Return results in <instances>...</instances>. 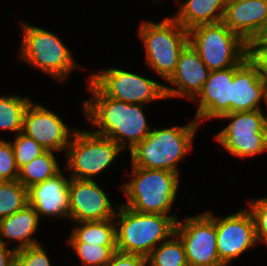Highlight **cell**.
Wrapping results in <instances>:
<instances>
[{
    "label": "cell",
    "mask_w": 267,
    "mask_h": 266,
    "mask_svg": "<svg viewBox=\"0 0 267 266\" xmlns=\"http://www.w3.org/2000/svg\"><path fill=\"white\" fill-rule=\"evenodd\" d=\"M129 171L131 173L126 170L129 181L119 185L120 191L127 198L122 205L141 213L168 215L177 222L178 215L171 212L180 190L181 176L167 170L147 169L131 164Z\"/></svg>",
    "instance_id": "cell-3"
},
{
    "label": "cell",
    "mask_w": 267,
    "mask_h": 266,
    "mask_svg": "<svg viewBox=\"0 0 267 266\" xmlns=\"http://www.w3.org/2000/svg\"><path fill=\"white\" fill-rule=\"evenodd\" d=\"M123 151L110 138L77 128L63 155L66 159L63 167L73 179L96 180L98 175L110 170Z\"/></svg>",
    "instance_id": "cell-7"
},
{
    "label": "cell",
    "mask_w": 267,
    "mask_h": 266,
    "mask_svg": "<svg viewBox=\"0 0 267 266\" xmlns=\"http://www.w3.org/2000/svg\"><path fill=\"white\" fill-rule=\"evenodd\" d=\"M86 90L90 98L82 101V112L92 132L108 137L117 143L125 153L132 150L151 132L145 114V105L129 104L105 96L87 78Z\"/></svg>",
    "instance_id": "cell-1"
},
{
    "label": "cell",
    "mask_w": 267,
    "mask_h": 266,
    "mask_svg": "<svg viewBox=\"0 0 267 266\" xmlns=\"http://www.w3.org/2000/svg\"><path fill=\"white\" fill-rule=\"evenodd\" d=\"M88 78L105 96L129 104L147 106L166 99L163 83L121 67L102 68Z\"/></svg>",
    "instance_id": "cell-10"
},
{
    "label": "cell",
    "mask_w": 267,
    "mask_h": 266,
    "mask_svg": "<svg viewBox=\"0 0 267 266\" xmlns=\"http://www.w3.org/2000/svg\"><path fill=\"white\" fill-rule=\"evenodd\" d=\"M222 22L248 43L267 24V0L227 2Z\"/></svg>",
    "instance_id": "cell-19"
},
{
    "label": "cell",
    "mask_w": 267,
    "mask_h": 266,
    "mask_svg": "<svg viewBox=\"0 0 267 266\" xmlns=\"http://www.w3.org/2000/svg\"><path fill=\"white\" fill-rule=\"evenodd\" d=\"M50 256L42 243L16 250L15 266H52Z\"/></svg>",
    "instance_id": "cell-30"
},
{
    "label": "cell",
    "mask_w": 267,
    "mask_h": 266,
    "mask_svg": "<svg viewBox=\"0 0 267 266\" xmlns=\"http://www.w3.org/2000/svg\"><path fill=\"white\" fill-rule=\"evenodd\" d=\"M232 81L233 67L210 71L202 91L192 101L197 106L194 119L201 126L205 121L218 120L220 116L230 113Z\"/></svg>",
    "instance_id": "cell-17"
},
{
    "label": "cell",
    "mask_w": 267,
    "mask_h": 266,
    "mask_svg": "<svg viewBox=\"0 0 267 266\" xmlns=\"http://www.w3.org/2000/svg\"><path fill=\"white\" fill-rule=\"evenodd\" d=\"M65 242H84L101 246H117L114 219L74 222Z\"/></svg>",
    "instance_id": "cell-22"
},
{
    "label": "cell",
    "mask_w": 267,
    "mask_h": 266,
    "mask_svg": "<svg viewBox=\"0 0 267 266\" xmlns=\"http://www.w3.org/2000/svg\"><path fill=\"white\" fill-rule=\"evenodd\" d=\"M28 204L27 188L17 181H0V219Z\"/></svg>",
    "instance_id": "cell-26"
},
{
    "label": "cell",
    "mask_w": 267,
    "mask_h": 266,
    "mask_svg": "<svg viewBox=\"0 0 267 266\" xmlns=\"http://www.w3.org/2000/svg\"><path fill=\"white\" fill-rule=\"evenodd\" d=\"M41 222L34 208L27 204L23 209L0 219V240L15 250L37 245L41 242L35 233L42 228ZM35 235L37 237H33Z\"/></svg>",
    "instance_id": "cell-20"
},
{
    "label": "cell",
    "mask_w": 267,
    "mask_h": 266,
    "mask_svg": "<svg viewBox=\"0 0 267 266\" xmlns=\"http://www.w3.org/2000/svg\"><path fill=\"white\" fill-rule=\"evenodd\" d=\"M264 105L266 107V110H265V112H266L267 111V82H266V94H265V104Z\"/></svg>",
    "instance_id": "cell-36"
},
{
    "label": "cell",
    "mask_w": 267,
    "mask_h": 266,
    "mask_svg": "<svg viewBox=\"0 0 267 266\" xmlns=\"http://www.w3.org/2000/svg\"><path fill=\"white\" fill-rule=\"evenodd\" d=\"M161 20L143 19L137 35L144 49L145 65L166 82L175 71L181 51L189 43V35L172 16Z\"/></svg>",
    "instance_id": "cell-6"
},
{
    "label": "cell",
    "mask_w": 267,
    "mask_h": 266,
    "mask_svg": "<svg viewBox=\"0 0 267 266\" xmlns=\"http://www.w3.org/2000/svg\"><path fill=\"white\" fill-rule=\"evenodd\" d=\"M216 235L217 253L224 266L258 246L254 220L246 207L227 216L216 215Z\"/></svg>",
    "instance_id": "cell-13"
},
{
    "label": "cell",
    "mask_w": 267,
    "mask_h": 266,
    "mask_svg": "<svg viewBox=\"0 0 267 266\" xmlns=\"http://www.w3.org/2000/svg\"><path fill=\"white\" fill-rule=\"evenodd\" d=\"M67 176L65 168H62L58 174L27 188L28 205L34 208L41 220L44 217L59 220L66 218L69 221L71 177Z\"/></svg>",
    "instance_id": "cell-16"
},
{
    "label": "cell",
    "mask_w": 267,
    "mask_h": 266,
    "mask_svg": "<svg viewBox=\"0 0 267 266\" xmlns=\"http://www.w3.org/2000/svg\"><path fill=\"white\" fill-rule=\"evenodd\" d=\"M98 180L73 179L69 185V221H103L115 218L119 204L112 202ZM115 205V208L113 207Z\"/></svg>",
    "instance_id": "cell-14"
},
{
    "label": "cell",
    "mask_w": 267,
    "mask_h": 266,
    "mask_svg": "<svg viewBox=\"0 0 267 266\" xmlns=\"http://www.w3.org/2000/svg\"><path fill=\"white\" fill-rule=\"evenodd\" d=\"M245 207L253 217L257 242L267 246V196L250 199Z\"/></svg>",
    "instance_id": "cell-29"
},
{
    "label": "cell",
    "mask_w": 267,
    "mask_h": 266,
    "mask_svg": "<svg viewBox=\"0 0 267 266\" xmlns=\"http://www.w3.org/2000/svg\"><path fill=\"white\" fill-rule=\"evenodd\" d=\"M201 127L193 118L185 125L159 129L153 127L143 141L127 152L131 158L130 164L147 169L167 170L180 175L179 162L191 154L194 139Z\"/></svg>",
    "instance_id": "cell-2"
},
{
    "label": "cell",
    "mask_w": 267,
    "mask_h": 266,
    "mask_svg": "<svg viewBox=\"0 0 267 266\" xmlns=\"http://www.w3.org/2000/svg\"><path fill=\"white\" fill-rule=\"evenodd\" d=\"M77 128L69 127L58 113L33 100L26 108L22 133L33 138L46 151L65 155Z\"/></svg>",
    "instance_id": "cell-12"
},
{
    "label": "cell",
    "mask_w": 267,
    "mask_h": 266,
    "mask_svg": "<svg viewBox=\"0 0 267 266\" xmlns=\"http://www.w3.org/2000/svg\"><path fill=\"white\" fill-rule=\"evenodd\" d=\"M81 266H105L117 251V246H101L84 242H66Z\"/></svg>",
    "instance_id": "cell-27"
},
{
    "label": "cell",
    "mask_w": 267,
    "mask_h": 266,
    "mask_svg": "<svg viewBox=\"0 0 267 266\" xmlns=\"http://www.w3.org/2000/svg\"><path fill=\"white\" fill-rule=\"evenodd\" d=\"M152 1L155 2V3L158 2V1L162 3V0H152Z\"/></svg>",
    "instance_id": "cell-38"
},
{
    "label": "cell",
    "mask_w": 267,
    "mask_h": 266,
    "mask_svg": "<svg viewBox=\"0 0 267 266\" xmlns=\"http://www.w3.org/2000/svg\"><path fill=\"white\" fill-rule=\"evenodd\" d=\"M265 94L266 82L248 58L233 67L230 113L263 109Z\"/></svg>",
    "instance_id": "cell-18"
},
{
    "label": "cell",
    "mask_w": 267,
    "mask_h": 266,
    "mask_svg": "<svg viewBox=\"0 0 267 266\" xmlns=\"http://www.w3.org/2000/svg\"><path fill=\"white\" fill-rule=\"evenodd\" d=\"M147 266H188L183 242L174 233L147 257Z\"/></svg>",
    "instance_id": "cell-25"
},
{
    "label": "cell",
    "mask_w": 267,
    "mask_h": 266,
    "mask_svg": "<svg viewBox=\"0 0 267 266\" xmlns=\"http://www.w3.org/2000/svg\"><path fill=\"white\" fill-rule=\"evenodd\" d=\"M105 266H147L146 257L116 251Z\"/></svg>",
    "instance_id": "cell-33"
},
{
    "label": "cell",
    "mask_w": 267,
    "mask_h": 266,
    "mask_svg": "<svg viewBox=\"0 0 267 266\" xmlns=\"http://www.w3.org/2000/svg\"><path fill=\"white\" fill-rule=\"evenodd\" d=\"M188 35L210 71L239 66L247 58V43L223 22L196 26Z\"/></svg>",
    "instance_id": "cell-9"
},
{
    "label": "cell",
    "mask_w": 267,
    "mask_h": 266,
    "mask_svg": "<svg viewBox=\"0 0 267 266\" xmlns=\"http://www.w3.org/2000/svg\"><path fill=\"white\" fill-rule=\"evenodd\" d=\"M19 169L17 168L13 146L10 140L0 138V181H17Z\"/></svg>",
    "instance_id": "cell-31"
},
{
    "label": "cell",
    "mask_w": 267,
    "mask_h": 266,
    "mask_svg": "<svg viewBox=\"0 0 267 266\" xmlns=\"http://www.w3.org/2000/svg\"><path fill=\"white\" fill-rule=\"evenodd\" d=\"M245 0H227V2H243Z\"/></svg>",
    "instance_id": "cell-37"
},
{
    "label": "cell",
    "mask_w": 267,
    "mask_h": 266,
    "mask_svg": "<svg viewBox=\"0 0 267 266\" xmlns=\"http://www.w3.org/2000/svg\"><path fill=\"white\" fill-rule=\"evenodd\" d=\"M56 152L45 151L40 156L34 158L31 162L24 165L19 170L18 181L26 188L43 182L48 178L58 174L62 169L61 163L58 162Z\"/></svg>",
    "instance_id": "cell-23"
},
{
    "label": "cell",
    "mask_w": 267,
    "mask_h": 266,
    "mask_svg": "<svg viewBox=\"0 0 267 266\" xmlns=\"http://www.w3.org/2000/svg\"><path fill=\"white\" fill-rule=\"evenodd\" d=\"M10 142L13 146L15 161L19 170L46 151L33 138L26 136L22 132L15 135Z\"/></svg>",
    "instance_id": "cell-28"
},
{
    "label": "cell",
    "mask_w": 267,
    "mask_h": 266,
    "mask_svg": "<svg viewBox=\"0 0 267 266\" xmlns=\"http://www.w3.org/2000/svg\"><path fill=\"white\" fill-rule=\"evenodd\" d=\"M175 234L183 242L188 266H224L217 253L216 215L209 209L178 219Z\"/></svg>",
    "instance_id": "cell-11"
},
{
    "label": "cell",
    "mask_w": 267,
    "mask_h": 266,
    "mask_svg": "<svg viewBox=\"0 0 267 266\" xmlns=\"http://www.w3.org/2000/svg\"><path fill=\"white\" fill-rule=\"evenodd\" d=\"M247 48H267V24L248 41Z\"/></svg>",
    "instance_id": "cell-35"
},
{
    "label": "cell",
    "mask_w": 267,
    "mask_h": 266,
    "mask_svg": "<svg viewBox=\"0 0 267 266\" xmlns=\"http://www.w3.org/2000/svg\"><path fill=\"white\" fill-rule=\"evenodd\" d=\"M16 250L0 240V266H15Z\"/></svg>",
    "instance_id": "cell-34"
},
{
    "label": "cell",
    "mask_w": 267,
    "mask_h": 266,
    "mask_svg": "<svg viewBox=\"0 0 267 266\" xmlns=\"http://www.w3.org/2000/svg\"><path fill=\"white\" fill-rule=\"evenodd\" d=\"M209 74L198 52L188 43L179 55L174 73L164 84L166 99L185 98L192 102L202 91Z\"/></svg>",
    "instance_id": "cell-15"
},
{
    "label": "cell",
    "mask_w": 267,
    "mask_h": 266,
    "mask_svg": "<svg viewBox=\"0 0 267 266\" xmlns=\"http://www.w3.org/2000/svg\"><path fill=\"white\" fill-rule=\"evenodd\" d=\"M19 22L22 40L17 58L21 63L45 73L57 83L66 82L74 70L85 69L57 33L23 20Z\"/></svg>",
    "instance_id": "cell-4"
},
{
    "label": "cell",
    "mask_w": 267,
    "mask_h": 266,
    "mask_svg": "<svg viewBox=\"0 0 267 266\" xmlns=\"http://www.w3.org/2000/svg\"><path fill=\"white\" fill-rule=\"evenodd\" d=\"M117 251L147 257L175 233L176 221L168 215L137 212L119 204L115 218Z\"/></svg>",
    "instance_id": "cell-5"
},
{
    "label": "cell",
    "mask_w": 267,
    "mask_h": 266,
    "mask_svg": "<svg viewBox=\"0 0 267 266\" xmlns=\"http://www.w3.org/2000/svg\"><path fill=\"white\" fill-rule=\"evenodd\" d=\"M31 101L29 96L15 93L0 96V130L14 136L22 132L24 114Z\"/></svg>",
    "instance_id": "cell-24"
},
{
    "label": "cell",
    "mask_w": 267,
    "mask_h": 266,
    "mask_svg": "<svg viewBox=\"0 0 267 266\" xmlns=\"http://www.w3.org/2000/svg\"><path fill=\"white\" fill-rule=\"evenodd\" d=\"M247 58L267 82V48H247Z\"/></svg>",
    "instance_id": "cell-32"
},
{
    "label": "cell",
    "mask_w": 267,
    "mask_h": 266,
    "mask_svg": "<svg viewBox=\"0 0 267 266\" xmlns=\"http://www.w3.org/2000/svg\"><path fill=\"white\" fill-rule=\"evenodd\" d=\"M177 1V2H176ZM180 3L171 15L184 29L223 21L227 0H175Z\"/></svg>",
    "instance_id": "cell-21"
},
{
    "label": "cell",
    "mask_w": 267,
    "mask_h": 266,
    "mask_svg": "<svg viewBox=\"0 0 267 266\" xmlns=\"http://www.w3.org/2000/svg\"><path fill=\"white\" fill-rule=\"evenodd\" d=\"M264 112L265 109H259L220 116L218 119L229 123L213 136V140L240 159L267 154V113Z\"/></svg>",
    "instance_id": "cell-8"
}]
</instances>
